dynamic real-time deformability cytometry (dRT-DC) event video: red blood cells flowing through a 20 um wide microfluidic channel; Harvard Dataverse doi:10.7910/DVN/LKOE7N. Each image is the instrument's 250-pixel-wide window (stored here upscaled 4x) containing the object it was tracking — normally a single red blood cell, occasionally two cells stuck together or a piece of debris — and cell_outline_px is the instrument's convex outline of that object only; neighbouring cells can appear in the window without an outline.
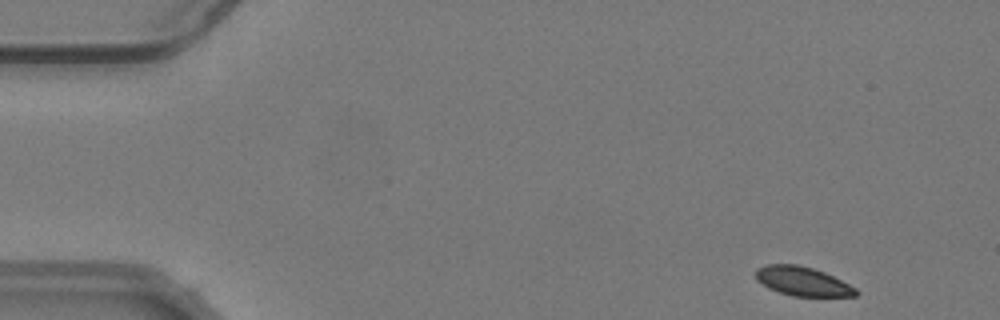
{"species": "common noctule bat (a hibernating species)", "species_latin": "Nyctalus noctula", "temperature_condition": "warm", "stored_images_in_passage": 51, "camera_frame_rate_fps": 3000, "um_per_image_px": 0.085, "animal": {"sex": "male", "body_mass_g": 19.2, "forearm_length_mm": 51.8}, "frame": {"image": 1, "passage_image": 1, "time_ms": 0.0, "image_size_px": [1000, 320], "cell_outline_px": [[860, 292], [856, 296], [792, 296], [768, 288], [756, 280], [756, 268], [764, 264], [800, 264], [824, 272], [856, 288]], "centroid_in_image_um": [68.19, 23.9], "position_along_channel_um": 16.8, "area_um2": 16.99}}
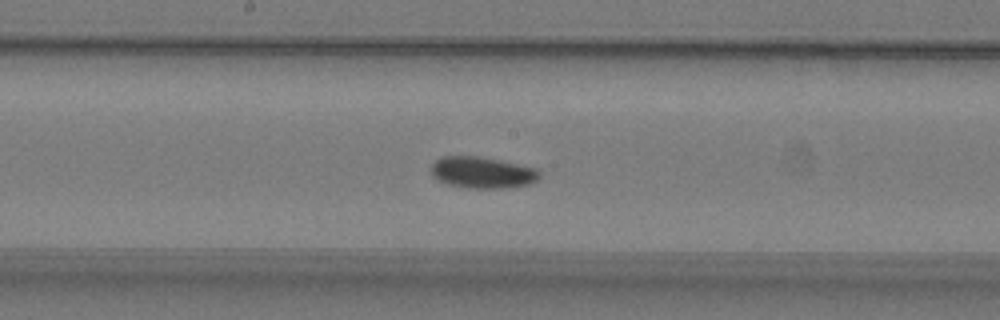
{"frame": {"image": 2, "passage_image": 25, "time_ms": 8.0, "image_size_px": [1000, 320], "cell_outline_px": [[540, 176], [532, 184], [508, 188], [468, 188], [448, 184], [432, 176], [432, 164], [440, 156], [476, 156], [536, 168], [540, 172]], "centroid_in_image_um": [41.0, 14.67], "position_along_channel_um": 207.2, "area_um2": 19.71}}
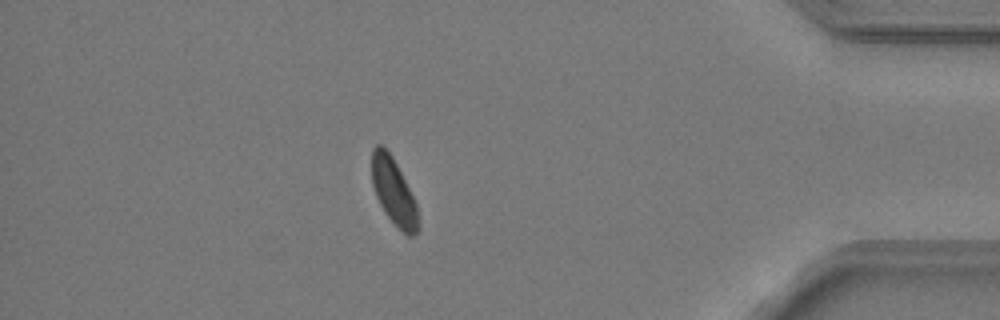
{"frame": {"image": 3, "passage_image": 44, "time_ms": 14.333, "image_size_px": [1000, 320], "cell_outline_px": [[420, 228], [412, 236], [408, 236], [384, 212], [376, 196], [372, 184], [372, 148], [376, 144], [380, 144], [392, 156], [416, 204], [420, 224]], "centroid_in_image_um": [33.45, 16.3], "position_along_channel_um": 401.7, "area_um2": 17.57}, "authors_computed_cell_mechanics": {"area_um2": 18.785, "velocity_mm_per_s": 3.7483, "shape_relaxation_time_tau1_ms": 5.7862, "shape_relaxation_time_tau2_ms": null, "deformation_change_tau1": 0.0906, "deformation_change_tau2": null}}